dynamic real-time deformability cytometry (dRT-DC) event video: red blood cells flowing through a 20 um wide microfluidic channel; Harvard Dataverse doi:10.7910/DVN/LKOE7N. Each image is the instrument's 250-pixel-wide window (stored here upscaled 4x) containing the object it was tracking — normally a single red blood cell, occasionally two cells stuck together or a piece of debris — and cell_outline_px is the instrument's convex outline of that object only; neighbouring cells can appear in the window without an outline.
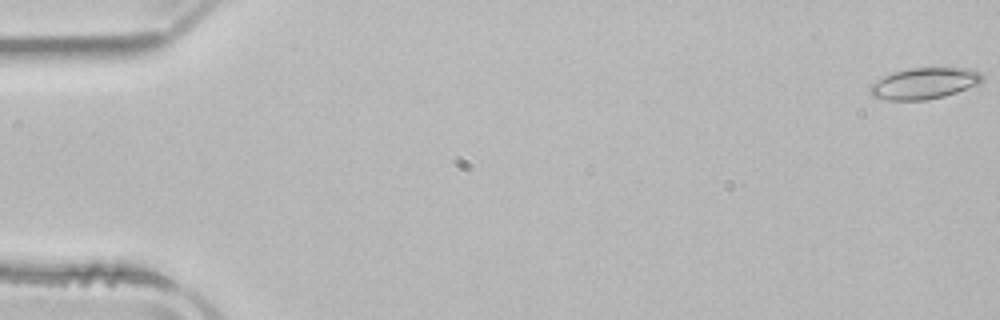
{"species": "common noctule bat (a hibernating species)", "species_latin": "Nyctalus noctula", "temperature_condition": "room temperature", "stored_images_in_passage": 53, "camera_frame_rate_fps": 3000, "um_per_image_px": 0.085, "animal": {"sex": "male", "body_mass_g": 21.5, "forearm_length_mm": 52.0}, "frame": {"image": 1, "passage_image": 1, "time_ms": 0.0, "image_size_px": [1000, 320], "cell_outline_px": [[984, 80], [980, 84], [944, 96], [924, 100], [888, 100], [872, 96], [868, 92], [868, 84], [884, 76], [908, 68], [968, 68], [980, 72], [984, 76]], "centroid_in_image_um": [78.55, 7.09], "position_along_channel_um": 6.4, "area_um2": 20.58}}
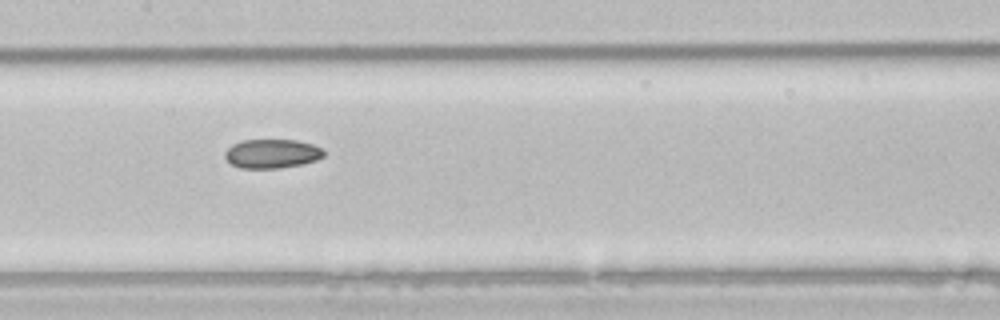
{"frame": {"image": 2, "passage_image": 26, "time_ms": 8.333, "image_size_px": [1000, 320], "cell_outline_px": [[324, 156], [316, 160], [304, 164], [280, 168], [240, 168], [232, 164], [224, 156], [224, 152], [232, 144], [240, 140], [296, 140], [312, 144], [324, 148]], "centroid_in_image_um": [23.13, 13.06], "position_along_channel_um": 184.3, "area_um2": 16.88}}
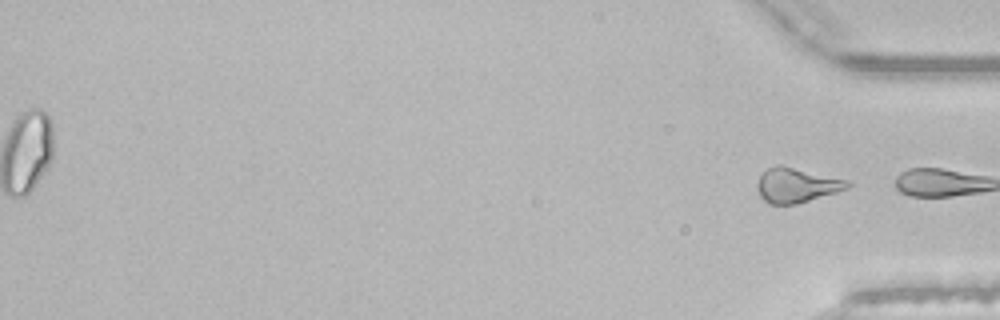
{"frame": {"image": 3, "passage_image": 53, "time_ms": 17.333, "image_size_px": [1000, 320], "cell_outline_px": [[852, 184], [848, 188], [836, 192], [796, 204], [768, 204], [760, 196], [756, 188], [756, 184], [760, 176], [768, 168], [776, 164], [780, 164], [852, 180]], "centroid_in_image_um": [67.73, 15.72], "position_along_channel_um": 367.5, "area_um2": 18.5}, "authors_computed_cell_mechanics": {"area_um2": 18.6116, "velocity_mm_per_s": 3.9275, "shape_relaxation_time_tau1_ms": 5.1274, "shape_relaxation_time_tau2_ms": 2.8292, "deformation_change_tau1": 0.0832, "deformation_change_tau2": 0.0464}}